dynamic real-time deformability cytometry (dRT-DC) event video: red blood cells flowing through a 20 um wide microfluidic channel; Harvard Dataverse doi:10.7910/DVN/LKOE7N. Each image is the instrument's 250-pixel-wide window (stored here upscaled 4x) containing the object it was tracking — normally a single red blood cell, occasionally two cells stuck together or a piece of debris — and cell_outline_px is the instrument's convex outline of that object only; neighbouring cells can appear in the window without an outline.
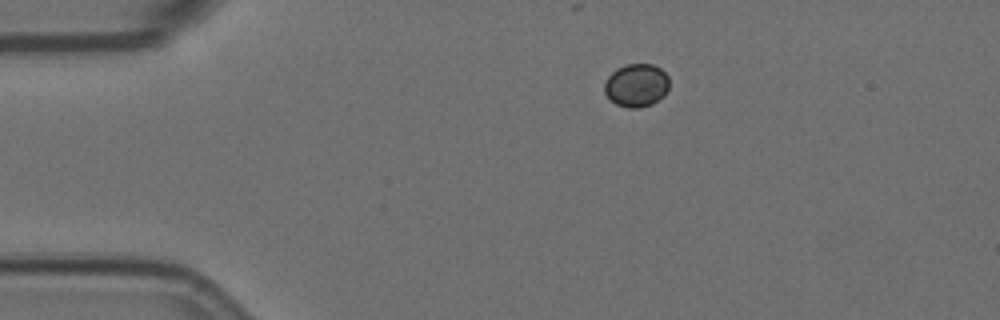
{"species": "Egyptian fruit bat (a non-hibernating species)", "species_latin": "Rousettus aegyptiacus", "temperature_condition": "room temperature", "stored_images_in_passage": 40, "camera_frame_rate_fps": 3000, "um_per_image_px": 0.085, "animal": {"sex": "female"}, "frame": {"image": 1, "passage_image": 1, "time_ms": 0.0, "image_size_px": [1000, 320], "cell_outline_px": [[668, 88], [664, 96], [652, 104], [640, 108], [628, 108], [616, 104], [604, 92], [604, 84], [608, 76], [616, 68], [628, 64], [652, 64], [660, 68], [668, 76]], "centroid_in_image_um": [54.1, 7.25], "position_along_channel_um": 30.9, "area_um2": 16.3}}
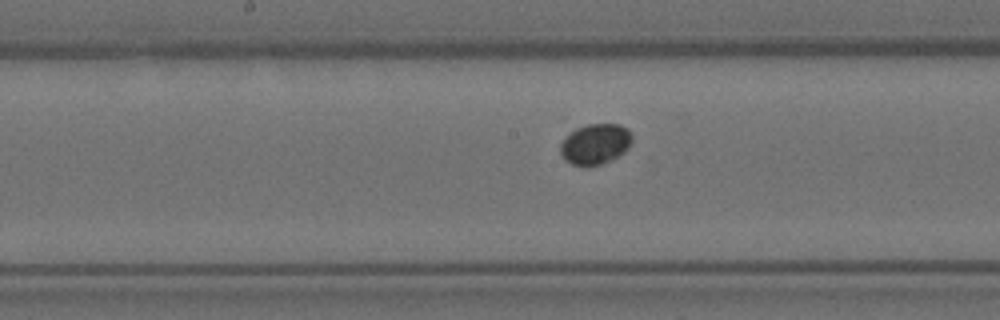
{"frame": {"image": 2, "passage_image": 19, "time_ms": 6.0, "image_size_px": [1000, 320], "cell_outline_px": [[632, 140], [628, 148], [624, 152], [600, 164], [588, 168], [584, 168], [572, 164], [564, 160], [560, 152], [560, 144], [564, 136], [576, 128], [588, 124], [620, 124], [628, 128], [632, 136]], "centroid_in_image_um": [50.56, 12.25], "position_along_channel_um": 197.6, "area_um2": 17.22}}
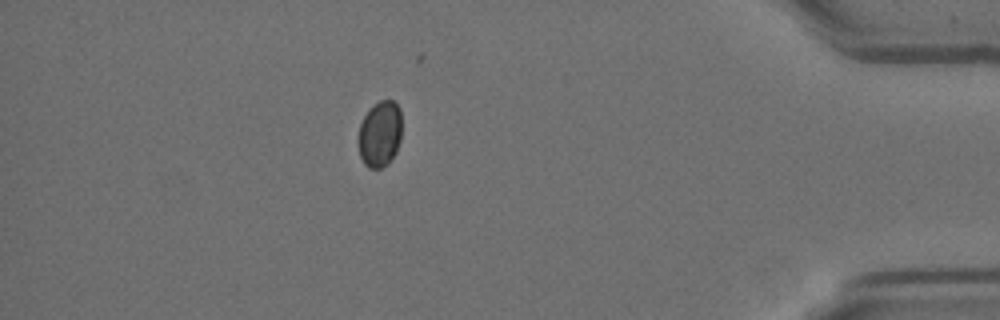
{"frame": {"image": 3, "passage_image": 40, "time_ms": 13.0, "image_size_px": [1000, 320], "cell_outline_px": [[400, 140], [396, 152], [388, 164], [380, 168], [368, 168], [364, 164], [360, 156], [356, 140], [360, 124], [364, 116], [380, 100], [392, 100], [400, 108]], "centroid_in_image_um": [32.26, 11.43], "position_along_channel_um": 402.9, "area_um2": 16.76}}